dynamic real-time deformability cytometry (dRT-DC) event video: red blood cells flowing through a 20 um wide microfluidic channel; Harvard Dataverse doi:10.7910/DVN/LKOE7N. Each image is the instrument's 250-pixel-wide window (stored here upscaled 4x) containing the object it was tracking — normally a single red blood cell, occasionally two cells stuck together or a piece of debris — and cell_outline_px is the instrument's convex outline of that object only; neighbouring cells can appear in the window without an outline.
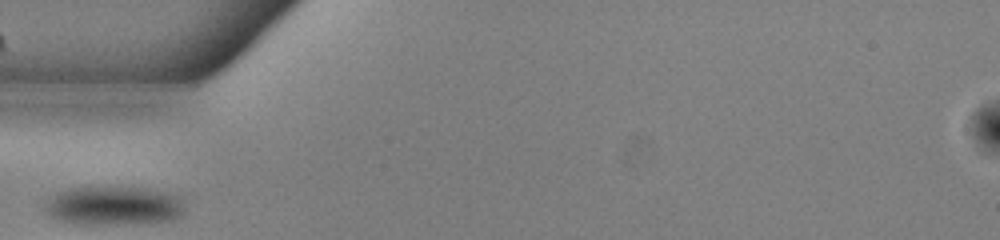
{"species": "common noctule bat (a hibernating species)", "species_latin": "Nyctalus noctula", "temperature_condition": "warm", "stored_images_in_passage": 25, "camera_frame_rate_fps": 3000, "um_per_image_px": 0.085, "animal": {"sex": "male", "body_mass_g": 13.0, "forearm_length_mm": 53.1}, "frame": {"image": 1, "passage_image": 1, "time_ms": 0.0, "image_size_px": [1000, 240], "cell_outline_px": [[184, 208], [180, 216], [172, 220], [152, 224], [80, 224], [60, 220], [52, 216], [48, 212], [48, 200], [56, 192], [68, 188], [100, 184], [144, 188], [168, 192], [180, 196]], "centroid_in_image_um": [9.73, 17.45], "position_along_channel_um": 75.3, "area_um2": 32.66}}
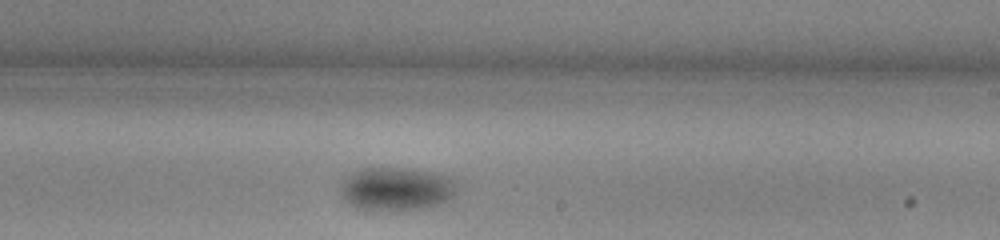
{"frame": {"image": 2, "passage_image": 15, "time_ms": 4.667, "image_size_px": [1000, 240], "cell_outline_px": [[456, 192], [448, 200], [440, 204], [420, 208], [356, 208], [344, 200], [340, 192], [340, 188], [344, 180], [352, 172], [360, 168], [404, 168], [432, 172], [448, 176], [456, 180]], "centroid_in_image_um": [33.7, 16.01], "position_along_channel_um": 255.3, "area_um2": 28.78}}
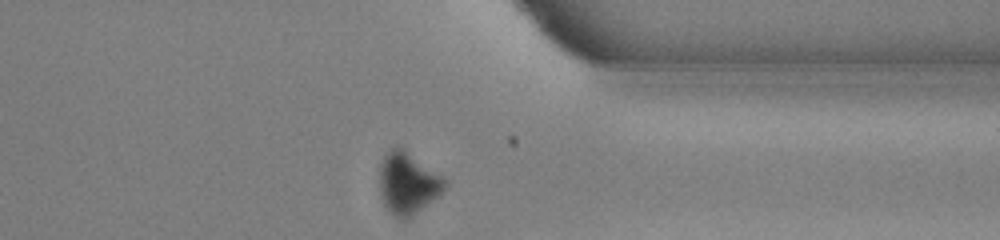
{"frame": {"image": 3, "passage_image": 25, "time_ms": 8.0, "image_size_px": [1000, 240], "cell_outline_px": [[448, 188], [444, 192], [408, 220], [400, 220], [384, 204], [380, 192], [380, 164], [384, 152], [396, 144], [404, 148], [444, 176], [448, 180]], "centroid_in_image_um": [34.71, 15.54], "position_along_channel_um": 376.7, "area_um2": 24.22}}